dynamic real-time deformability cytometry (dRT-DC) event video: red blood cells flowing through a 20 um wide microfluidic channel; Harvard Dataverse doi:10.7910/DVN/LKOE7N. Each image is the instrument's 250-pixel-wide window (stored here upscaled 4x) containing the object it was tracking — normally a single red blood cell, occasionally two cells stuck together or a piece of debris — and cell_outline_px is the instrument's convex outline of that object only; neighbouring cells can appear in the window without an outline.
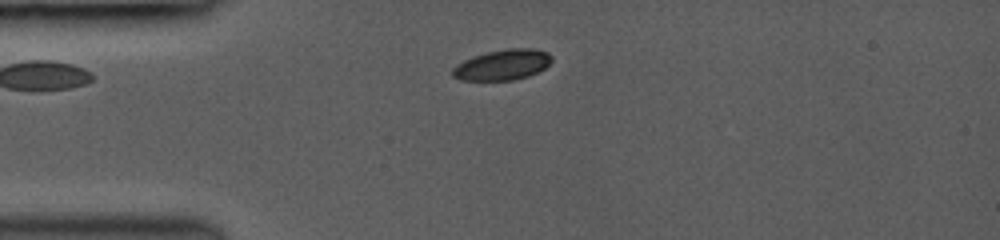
{"species": "common noctule bat (a hibernating species)", "species_latin": "Nyctalus noctula", "temperature_condition": "room temperature", "stored_images_in_passage": 7, "camera_frame_rate_fps": 3000, "um_per_image_px": 0.085, "animal": {"sex": "female", "body_mass_g": 19.0, "forearm_length_mm": 53.3}, "frame": {"image": 1, "passage_image": 1, "time_ms": 0.0, "image_size_px": [1000, 240], "cell_outline_px": [[552, 60], [544, 68], [528, 76], [512, 80], [460, 80], [452, 76], [452, 68], [456, 64], [472, 56], [504, 48], [536, 48], [548, 52], [552, 56]], "centroid_in_image_um": [42.7, 5.49], "position_along_channel_um": 42.3, "area_um2": 17.74}}
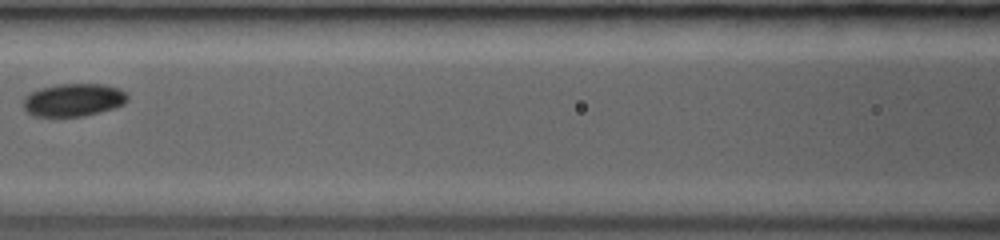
{"frame": {"image": 2, "passage_image": 5, "time_ms": 3.333, "image_size_px": [1000, 240], "cell_outline_px": [[128, 100], [124, 104], [100, 112], [84, 116], [32, 116], [24, 108], [24, 96], [40, 88], [56, 84], [104, 84], [120, 88], [128, 96]], "centroid_in_image_um": [6.25, 8.49], "position_along_channel_um": 160.3, "area_um2": 19.94}}
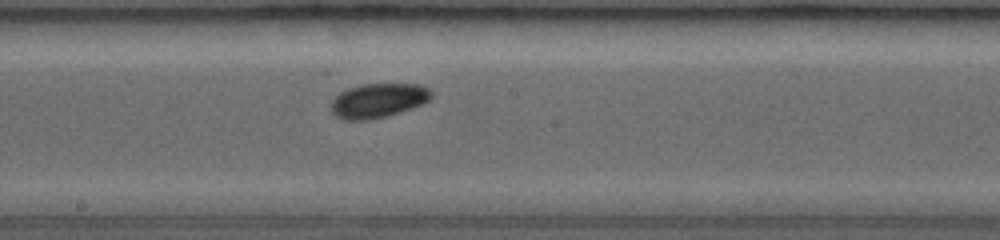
{"frame": {"image": 3, "passage_image": 7, "time_ms": 4.667, "image_size_px": [1000, 240], "cell_outline_px": [[432, 96], [424, 104], [388, 116], [368, 120], [344, 120], [336, 116], [332, 112], [332, 100], [340, 92], [348, 88], [360, 84], [420, 84], [432, 88]], "centroid_in_image_um": [32.18, 8.54], "position_along_channel_um": 216.0, "area_um2": 20.29}}